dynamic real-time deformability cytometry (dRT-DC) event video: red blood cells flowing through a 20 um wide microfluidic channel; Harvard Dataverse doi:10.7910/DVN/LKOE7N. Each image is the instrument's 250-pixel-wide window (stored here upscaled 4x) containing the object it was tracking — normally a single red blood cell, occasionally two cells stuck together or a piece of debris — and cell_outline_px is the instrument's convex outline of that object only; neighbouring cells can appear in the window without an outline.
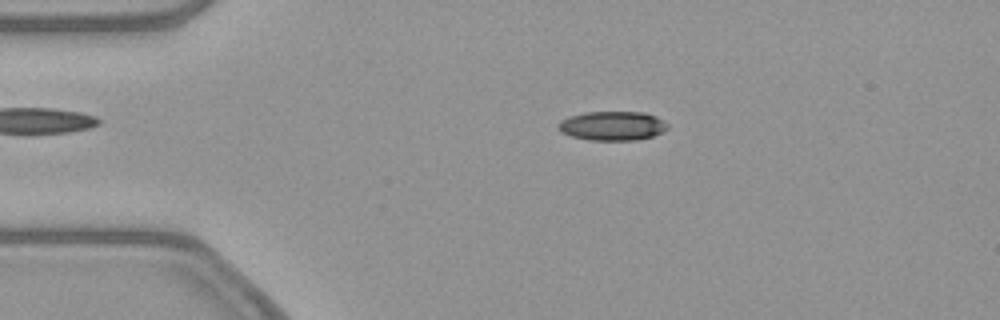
{"species": "common noctule bat (a hibernating species)", "species_latin": "Nyctalus noctula", "temperature_condition": "warm", "stored_images_in_passage": 45, "camera_frame_rate_fps": 3000, "um_per_image_px": 0.085, "animal": {"sex": "female", "body_mass_g": 21.9}, "frame": {"image": 1, "passage_image": 3, "time_ms": 0.667, "image_size_px": [1000, 320], "cell_outline_px": [[668, 128], [652, 136], [636, 140], [588, 140], [572, 136], [560, 132], [556, 124], [560, 120], [568, 116], [584, 112], [644, 112], [656, 116], [668, 124]], "centroid_in_image_um": [52.0, 10.69], "position_along_channel_um": 33.0, "area_um2": 18.67}}
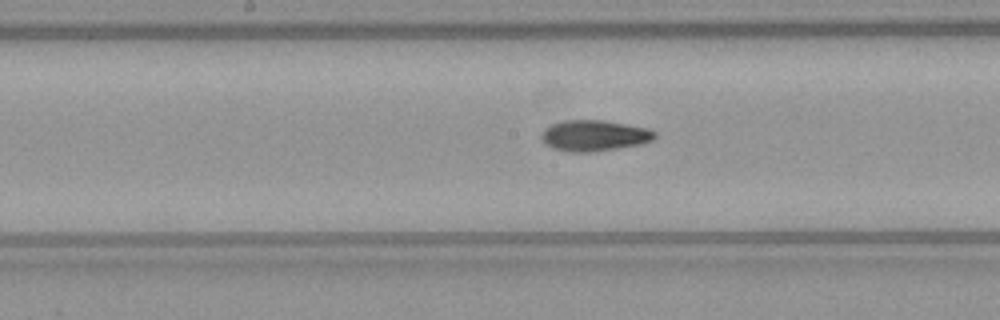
{"frame": {"image": 2, "passage_image": 19, "time_ms": 6.0, "image_size_px": [1000, 320], "cell_outline_px": [[656, 136], [652, 140], [644, 144], [592, 152], [568, 152], [552, 148], [544, 144], [540, 140], [540, 132], [544, 128], [552, 124], [564, 120], [600, 120], [648, 128], [656, 132]], "centroid_in_image_um": [50.46, 11.54], "position_along_channel_um": 197.7, "area_um2": 20.69}}
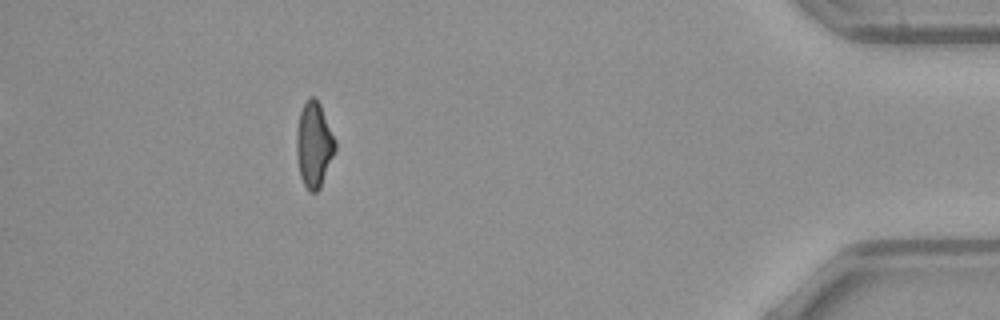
{"frame": {"image": 3, "passage_image": 40, "time_ms": 13.0, "image_size_px": [1000, 320], "cell_outline_px": [[336, 148], [320, 188], [316, 192], [308, 192], [300, 176], [296, 152], [296, 132], [300, 112], [308, 96], [316, 96], [320, 104], [336, 140]], "centroid_in_image_um": [26.68, 12.28], "position_along_channel_um": 408.5, "area_um2": 19.31}, "authors_computed_cell_mechanics": {"area_um2": 19.652, "velocity_mm_per_s": 3.8611, "shape_relaxation_time_tau1_ms": null, "shape_relaxation_time_tau2_ms": 3.7769, "deformation_change_tau1": null, "deformation_change_tau2": 0.1071}}